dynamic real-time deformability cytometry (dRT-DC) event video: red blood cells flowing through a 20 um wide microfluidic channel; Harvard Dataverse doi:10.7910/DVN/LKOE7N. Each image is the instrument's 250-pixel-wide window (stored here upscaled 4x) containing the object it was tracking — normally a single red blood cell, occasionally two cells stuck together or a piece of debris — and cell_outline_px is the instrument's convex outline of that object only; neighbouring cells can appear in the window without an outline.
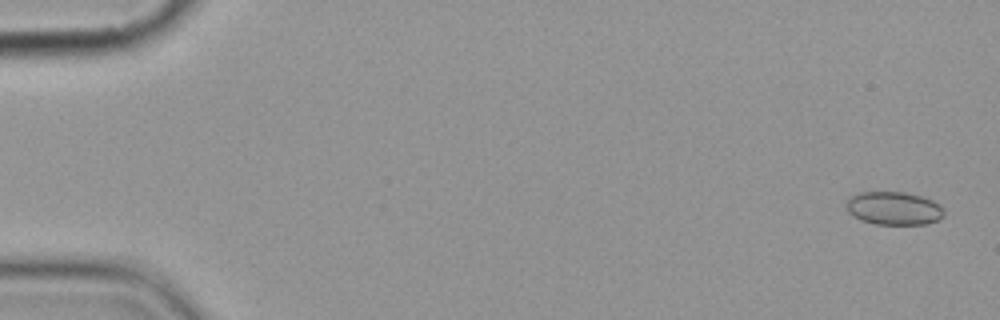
{"species": "common noctule bat (a hibernating species)", "species_latin": "Nyctalus noctula", "temperature_condition": "cold", "stored_images_in_passage": 5, "camera_frame_rate_fps": 3000, "um_per_image_px": 0.085, "animal": {"sex": "female", "body_mass_g": 19.9}, "frame": {"image": 1, "passage_image": 1, "time_ms": 0.0, "image_size_px": [1000, 320], "cell_outline_px": [[944, 216], [936, 220], [924, 224], [876, 224], [860, 220], [848, 212], [848, 196], [860, 192], [904, 192], [920, 196], [932, 200], [940, 204], [944, 208]], "centroid_in_image_um": [75.98, 17.7], "position_along_channel_um": 9.0, "area_um2": 18.84}}
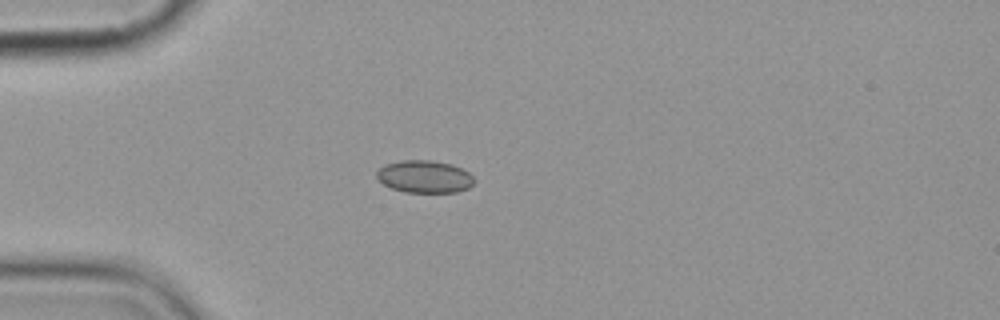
{"frame": {"image": 2, "passage_image": 5, "time_ms": 4.667, "image_size_px": [1000, 320], "cell_outline_px": [[476, 180], [468, 188], [456, 192], [404, 192], [392, 188], [384, 184], [376, 176], [376, 172], [384, 164], [400, 160], [432, 160], [452, 164], [468, 172]], "centroid_in_image_um": [36.08, 15.0], "position_along_channel_um": 48.9, "area_um2": 18.44}}